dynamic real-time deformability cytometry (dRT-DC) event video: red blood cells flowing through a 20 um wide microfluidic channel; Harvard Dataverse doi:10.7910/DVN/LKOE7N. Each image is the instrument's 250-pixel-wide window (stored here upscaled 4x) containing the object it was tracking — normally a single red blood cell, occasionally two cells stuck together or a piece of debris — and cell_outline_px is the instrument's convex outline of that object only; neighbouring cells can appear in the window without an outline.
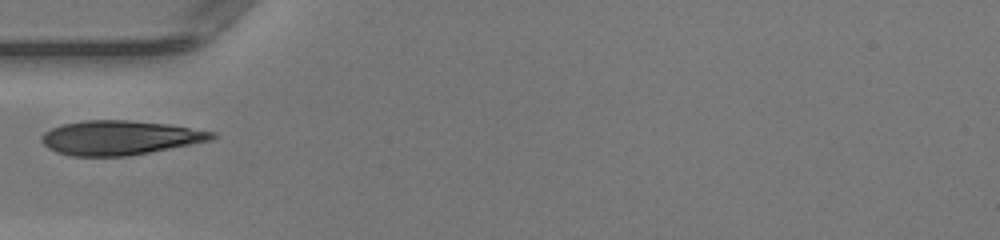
{"species": "human", "species_latin": "Homo sapiens", "temperature_condition": "warm", "stored_images_in_passage": 34, "camera_frame_rate_fps": 3000, "um_per_image_px": 0.085, "donor": {"sex": "female"}, "frame": {"image": 1, "passage_image": 1, "time_ms": 0.0, "image_size_px": [1000, 240], "cell_outline_px": [[220, 136], [212, 140], [192, 144], [128, 156], [72, 156], [56, 152], [48, 148], [40, 140], [40, 136], [44, 132], [52, 128], [64, 124], [88, 120], [128, 120], [168, 124], [216, 132]], "centroid_in_image_um": [10.21, 11.7], "position_along_channel_um": 74.8, "area_um2": 34.1}}
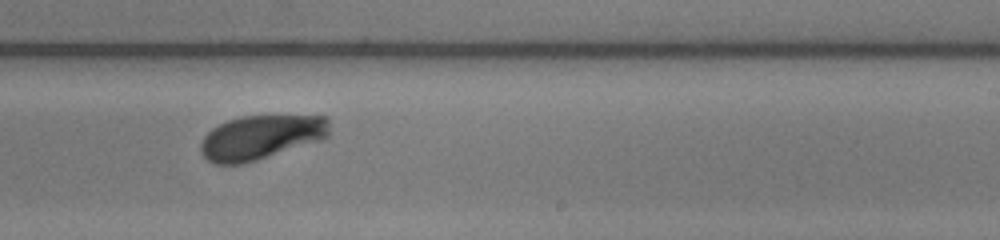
{"frame": {"image": 2, "passage_image": 15, "time_ms": 4.667, "image_size_px": [1000, 240], "cell_outline_px": [[328, 136], [320, 140], [256, 160], [240, 164], [216, 164], [208, 160], [204, 156], [200, 148], [200, 144], [204, 136], [212, 128], [228, 120], [240, 116], [328, 116]], "centroid_in_image_um": [22.15, 11.66], "position_along_channel_um": 266.8, "area_um2": 32.83}}
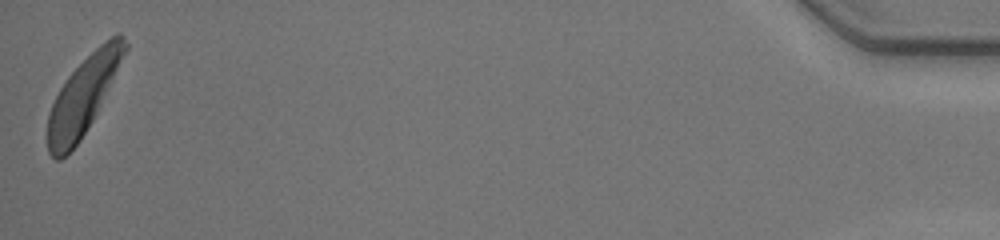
{"frame": {"image": 3, "passage_image": 34, "time_ms": 11.0, "image_size_px": [1000, 240], "cell_outline_px": [[128, 48], [92, 120], [80, 140], [60, 160], [56, 160], [48, 152], [48, 116], [52, 104], [60, 88], [68, 76], [104, 40], [116, 32], [120, 32], [124, 36], [128, 44]], "centroid_in_image_um": [7.08, 8.1], "position_along_channel_um": 428.1, "area_um2": 33.7}}